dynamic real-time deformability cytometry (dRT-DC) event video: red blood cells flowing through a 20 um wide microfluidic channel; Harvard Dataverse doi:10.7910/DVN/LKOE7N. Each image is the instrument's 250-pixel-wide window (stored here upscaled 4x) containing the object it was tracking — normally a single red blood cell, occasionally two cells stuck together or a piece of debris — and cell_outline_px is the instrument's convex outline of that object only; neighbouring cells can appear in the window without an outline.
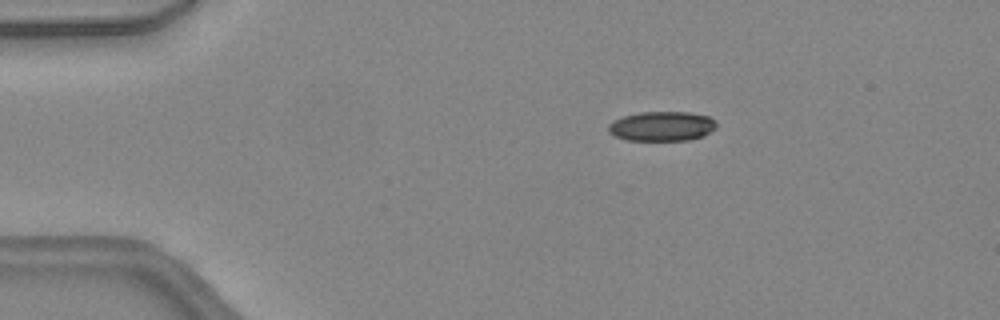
{"species": "common noctule bat (a hibernating species)", "species_latin": "Nyctalus noctula", "temperature_condition": "warm", "stored_images_in_passage": 43, "camera_frame_rate_fps": 3000, "um_per_image_px": 0.085, "animal": {"sex": "female", "body_mass_g": 24.6, "forearm_length_mm": 56.2}, "frame": {"image": 1, "passage_image": 6, "time_ms": 1.667, "image_size_px": [1000, 320], "cell_outline_px": [[716, 128], [704, 136], [688, 140], [628, 140], [616, 136], [608, 132], [608, 124], [612, 120], [624, 116], [640, 112], [688, 112], [708, 116], [716, 120]], "centroid_in_image_um": [56.27, 10.72], "position_along_channel_um": 28.7, "area_um2": 18.73}}
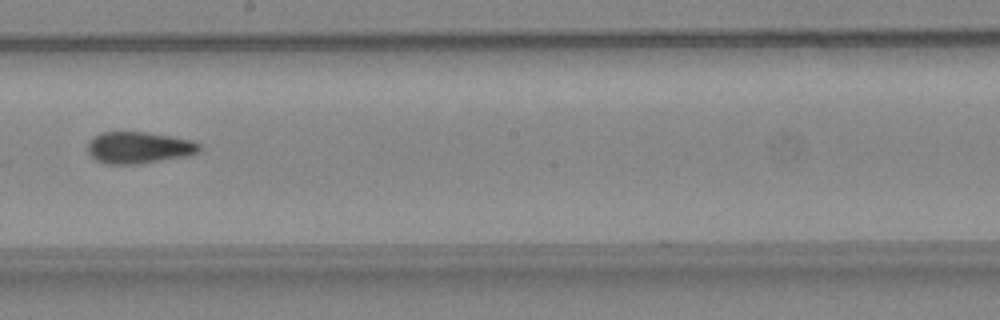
{"frame": {"image": 2, "passage_image": 24, "time_ms": 7.667, "image_size_px": [1000, 320], "cell_outline_px": [[200, 152], [188, 156], [136, 164], [104, 164], [96, 160], [88, 152], [88, 144], [96, 136], [104, 132], [148, 132], [192, 140], [200, 144]], "centroid_in_image_um": [11.84, 12.55], "position_along_channel_um": 236.4, "area_um2": 20.52}}
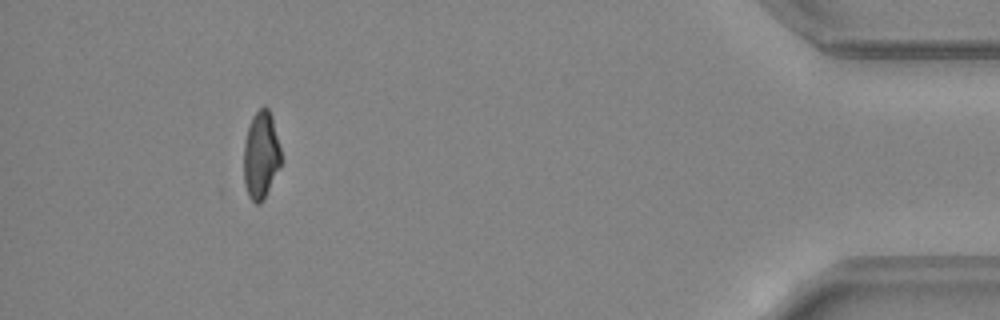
{"frame": {"image": 3, "passage_image": 40, "time_ms": 13.0, "image_size_px": [1000, 320], "cell_outline_px": [[280, 164], [264, 200], [260, 204], [256, 204], [248, 196], [244, 184], [244, 144], [248, 128], [252, 116], [264, 104], [268, 108], [272, 116], [280, 148]], "centroid_in_image_um": [22.16, 13.19], "position_along_channel_um": 413.0, "area_um2": 18.9}, "authors_computed_cell_mechanics": {"area_um2": 20.4612, "velocity_mm_per_s": 4.4996, "shape_relaxation_time_tau1_ms": null, "shape_relaxation_time_tau2_ms": 3.2152, "deformation_change_tau1": null, "deformation_change_tau2": 0.0824}}